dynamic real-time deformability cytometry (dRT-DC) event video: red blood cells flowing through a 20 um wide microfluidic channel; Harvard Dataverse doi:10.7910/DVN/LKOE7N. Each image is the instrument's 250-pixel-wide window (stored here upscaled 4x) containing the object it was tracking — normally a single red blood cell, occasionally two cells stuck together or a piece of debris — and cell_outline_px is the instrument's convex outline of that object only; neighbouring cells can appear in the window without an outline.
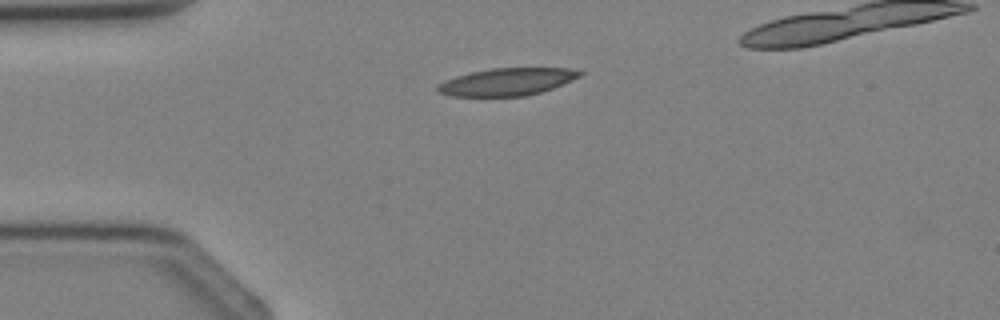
{"species": "Egyptian fruit bat (a non-hibernating species)", "species_latin": "Rousettus aegyptiacus", "temperature_condition": "cold", "stored_images_in_passage": 2, "camera_frame_rate_fps": 3000, "um_per_image_px": 0.085, "animal": {"sex": "female"}, "frame": {"image": 1, "passage_image": 1, "time_ms": 0.0, "image_size_px": [1000, 320], "cell_outline_px": [[584, 72], [580, 76], [572, 80], [552, 88], [540, 92], [524, 96], [452, 96], [440, 92], [436, 88], [436, 84], [444, 80], [456, 76], [472, 72], [492, 68], [572, 68]], "centroid_in_image_um": [43.09, 6.95], "position_along_channel_um": 41.9, "area_um2": 22.6}}